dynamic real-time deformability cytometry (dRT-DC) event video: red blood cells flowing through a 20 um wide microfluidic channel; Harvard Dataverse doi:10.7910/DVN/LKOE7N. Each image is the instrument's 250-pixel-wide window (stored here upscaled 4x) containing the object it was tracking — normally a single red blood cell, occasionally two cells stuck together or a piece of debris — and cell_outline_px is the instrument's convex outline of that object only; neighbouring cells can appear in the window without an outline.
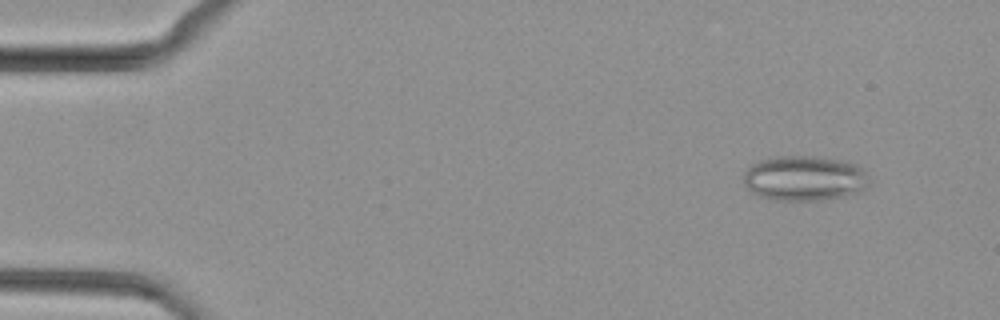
{"species": "common noctule bat (a hibernating species)", "species_latin": "Nyctalus noctula", "temperature_condition": "cold", "stored_images_in_passage": 42, "camera_frame_rate_fps": 3000, "um_per_image_px": 0.085, "animal": {"sex": "female", "body_mass_g": 29.2, "forearm_length_mm": 56.3}, "frame": {"image": 1, "passage_image": 2, "time_ms": 0.333, "image_size_px": [1000, 320], "cell_outline_px": [[872, 180], [864, 192], [844, 196], [820, 200], [780, 200], [760, 196], [752, 192], [744, 184], [744, 168], [760, 160], [776, 156], [812, 156], [844, 160], [856, 164]], "centroid_in_image_um": [68.41, 15.15], "position_along_channel_um": 16.6, "area_um2": 33.35}}
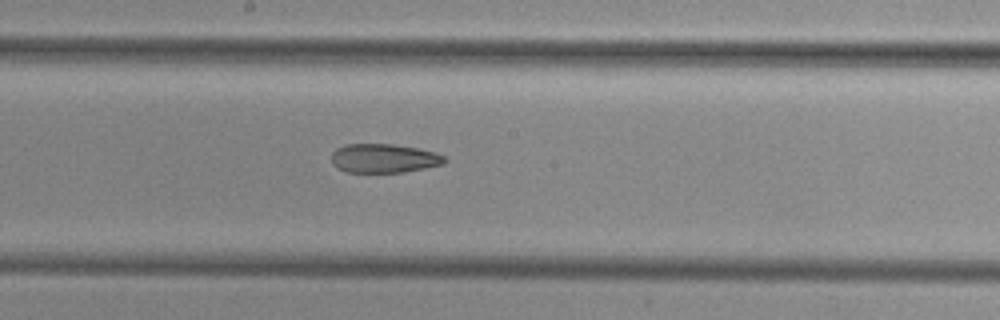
{"frame": {"image": 2, "passage_image": 24, "time_ms": 7.667, "image_size_px": [1000, 320], "cell_outline_px": [[448, 160], [444, 164], [404, 172], [348, 172], [336, 168], [332, 164], [332, 152], [336, 148], [344, 144], [392, 144], [420, 148], [436, 152], [444, 156]], "centroid_in_image_um": [32.64, 13.45], "position_along_channel_um": 215.6, "area_um2": 19.31}}
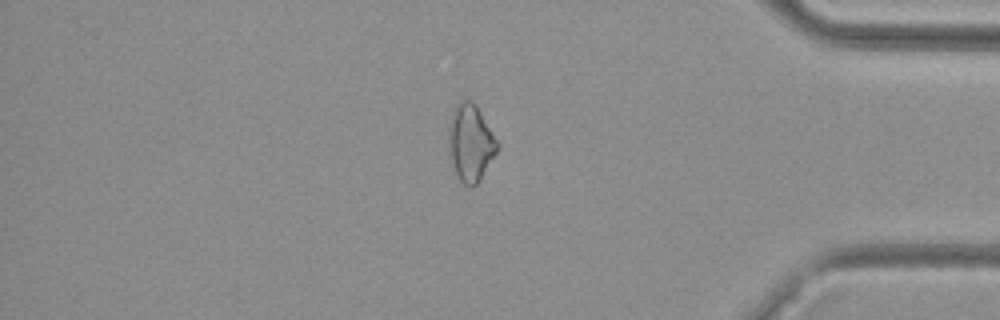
{"frame": {"image": 3, "passage_image": 39, "time_ms": 12.667, "image_size_px": [1000, 320], "cell_outline_px": [[500, 144], [496, 152], [480, 180], [472, 188], [468, 188], [460, 180], [456, 172], [448, 148], [448, 128], [452, 112], [456, 104], [460, 100], [472, 100], [476, 104]], "centroid_in_image_um": [39.99, 12.11], "position_along_channel_um": 395.2, "area_um2": 21.85}}